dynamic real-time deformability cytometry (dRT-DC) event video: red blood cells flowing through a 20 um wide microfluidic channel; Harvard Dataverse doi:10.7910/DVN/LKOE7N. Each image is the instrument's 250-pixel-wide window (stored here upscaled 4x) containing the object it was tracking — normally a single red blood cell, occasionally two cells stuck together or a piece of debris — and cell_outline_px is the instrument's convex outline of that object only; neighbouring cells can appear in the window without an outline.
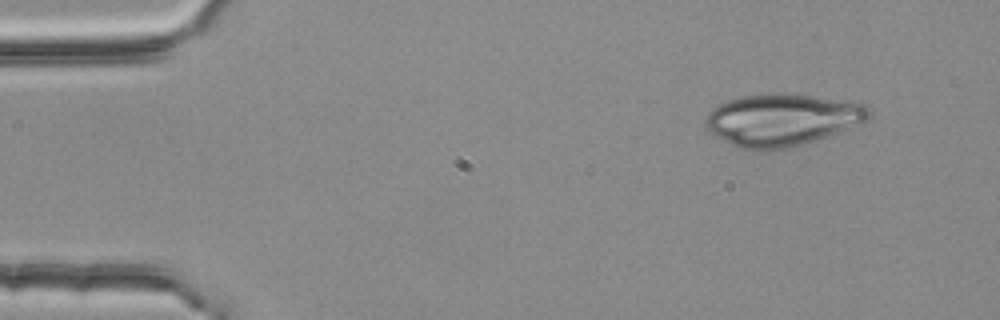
{"species": "common noctule bat (a hibernating species)", "species_latin": "Nyctalus noctula", "temperature_condition": "room temperature", "stored_images_in_passage": 3, "camera_frame_rate_fps": 3000, "um_per_image_px": 0.085, "animal": {"sex": "female", "body_mass_g": 25.1}, "frame": {"image": 1, "passage_image": 1, "time_ms": 0.0, "image_size_px": [1000, 320], "cell_outline_px": [[872, 116], [868, 120], [828, 136], [816, 140], [788, 148], [764, 152], [740, 148], [732, 144], [712, 132], [704, 124], [704, 120], [708, 112], [712, 108], [728, 100], [744, 96], [812, 96], [868, 104], [872, 108]], "centroid_in_image_um": [66.52, 10.23], "position_along_channel_um": 18.5, "area_um2": 48.73}}